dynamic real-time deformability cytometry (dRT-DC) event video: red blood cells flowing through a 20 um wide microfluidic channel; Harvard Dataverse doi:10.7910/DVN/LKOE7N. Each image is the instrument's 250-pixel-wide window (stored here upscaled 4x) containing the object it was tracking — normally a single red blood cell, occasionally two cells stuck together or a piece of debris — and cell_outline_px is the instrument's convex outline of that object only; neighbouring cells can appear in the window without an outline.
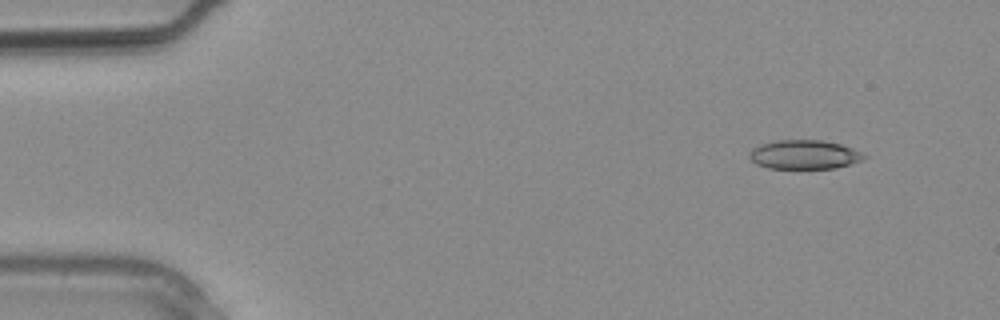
{"species": "common noctule bat (a hibernating species)", "species_latin": "Nyctalus noctula", "temperature_condition": "warm", "stored_images_in_passage": 3, "segment_of_instrument_passage": [1, 2], "camera_frame_rate_fps": 3000, "um_per_image_px": 0.085, "animal": {"sex": "male", "body_mass_g": 20.4}, "frame": {"image": 1, "passage_image": 1, "time_ms": 0.0, "image_size_px": [1000, 320], "cell_outline_px": [[868, 156], [864, 160], [852, 164], [836, 168], [768, 168], [756, 164], [748, 156], [748, 152], [752, 148], [760, 144], [776, 140], [820, 140], [840, 144], [852, 148]], "centroid_in_image_um": [68.36, 13.14], "position_along_channel_um": 16.6, "area_um2": 19.54}}